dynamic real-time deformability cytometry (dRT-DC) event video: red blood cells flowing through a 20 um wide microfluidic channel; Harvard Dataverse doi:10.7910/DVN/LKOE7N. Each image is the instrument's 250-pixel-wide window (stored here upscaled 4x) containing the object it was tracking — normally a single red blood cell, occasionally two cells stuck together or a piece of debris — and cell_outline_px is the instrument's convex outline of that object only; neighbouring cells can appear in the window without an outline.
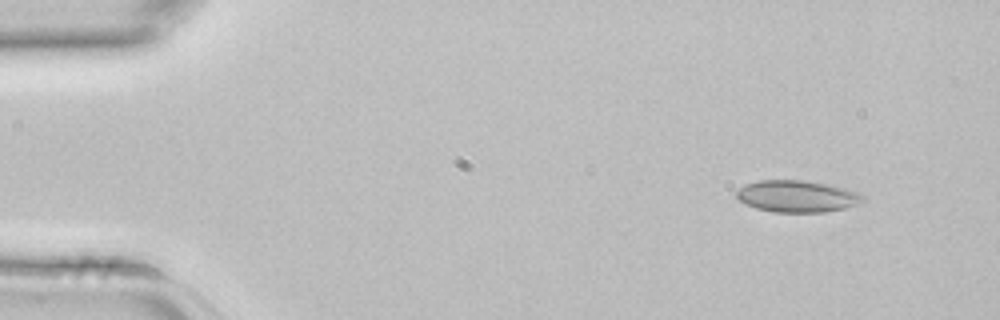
{"species": "common noctule bat (a hibernating species)", "species_latin": "Nyctalus noctula", "temperature_condition": "room temperature", "stored_images_in_passage": 2, "camera_frame_rate_fps": 3000, "um_per_image_px": 0.085, "animal": {"sex": "female", "body_mass_g": 22.7, "forearm_length_mm": 54.2}, "frame": {"image": 1, "passage_image": 1, "time_ms": 0.0, "image_size_px": [1000, 320], "cell_outline_px": [[868, 200], [844, 208], [824, 212], [772, 212], [756, 208], [740, 200], [736, 196], [736, 192], [744, 184], [756, 180], [804, 180], [828, 184], [844, 188], [856, 192], [864, 196]], "centroid_in_image_um": [67.75, 16.67], "position_along_channel_um": 17.3, "area_um2": 23.41}}